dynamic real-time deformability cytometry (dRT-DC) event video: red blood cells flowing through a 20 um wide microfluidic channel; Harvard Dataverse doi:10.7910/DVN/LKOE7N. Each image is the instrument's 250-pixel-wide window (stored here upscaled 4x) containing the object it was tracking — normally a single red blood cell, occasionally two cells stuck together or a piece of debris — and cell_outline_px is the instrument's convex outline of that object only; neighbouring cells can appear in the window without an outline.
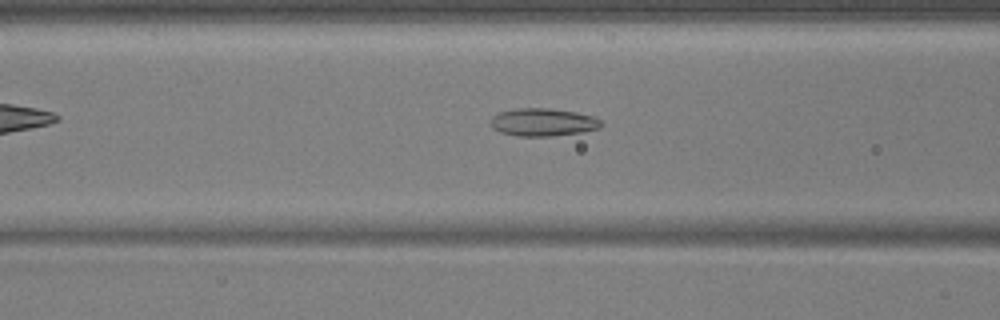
{"species": "common noctule bat (a hibernating species)", "species_latin": "Nyctalus noctula", "temperature_condition": "warm", "stored_images_in_passage": 23, "camera_frame_rate_fps": 3000, "um_per_image_px": 0.085, "animal": {"sex": "male", "body_mass_g": 17.9, "forearm_length_mm": 54.2}, "frame": {"image": 1, "passage_image": 9, "time_ms": 2.667, "image_size_px": [1000, 320], "cell_outline_px": [[604, 124], [600, 128], [580, 132], [552, 136], [516, 136], [500, 132], [492, 128], [492, 116], [500, 112], [516, 108], [548, 108], [576, 112], [592, 116], [600, 120]], "centroid_in_image_um": [46.16, 10.39], "position_along_channel_um": 120.4, "area_um2": 17.86}}
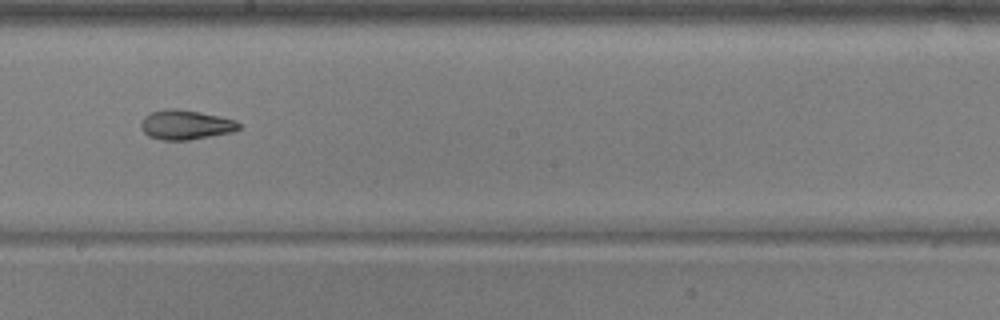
{"frame": {"image": 2, "passage_image": 18, "time_ms": 5.667, "image_size_px": [1000, 320], "cell_outline_px": [[240, 128], [232, 132], [188, 140], [160, 140], [148, 136], [140, 128], [140, 124], [144, 116], [152, 112], [164, 108], [176, 108], [200, 112], [220, 116], [236, 120], [240, 124]], "centroid_in_image_um": [15.75, 10.6], "position_along_channel_um": 232.4, "area_um2": 16.99}}
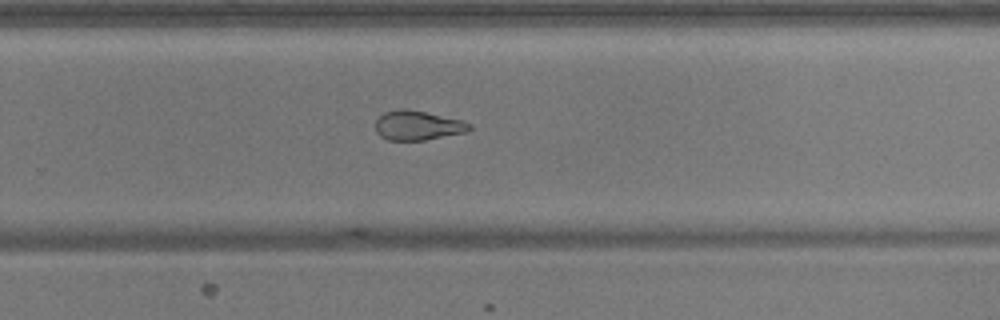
{"frame": {"image": 3, "passage_image": 23, "time_ms": 7.333, "image_size_px": [1000, 320], "cell_outline_px": [[472, 128], [468, 132], [424, 140], [388, 140], [380, 136], [376, 132], [376, 120], [384, 112], [396, 108], [408, 108], [460, 120], [472, 124]], "centroid_in_image_um": [35.49, 10.65], "position_along_channel_um": 294.3, "area_um2": 16.24}}